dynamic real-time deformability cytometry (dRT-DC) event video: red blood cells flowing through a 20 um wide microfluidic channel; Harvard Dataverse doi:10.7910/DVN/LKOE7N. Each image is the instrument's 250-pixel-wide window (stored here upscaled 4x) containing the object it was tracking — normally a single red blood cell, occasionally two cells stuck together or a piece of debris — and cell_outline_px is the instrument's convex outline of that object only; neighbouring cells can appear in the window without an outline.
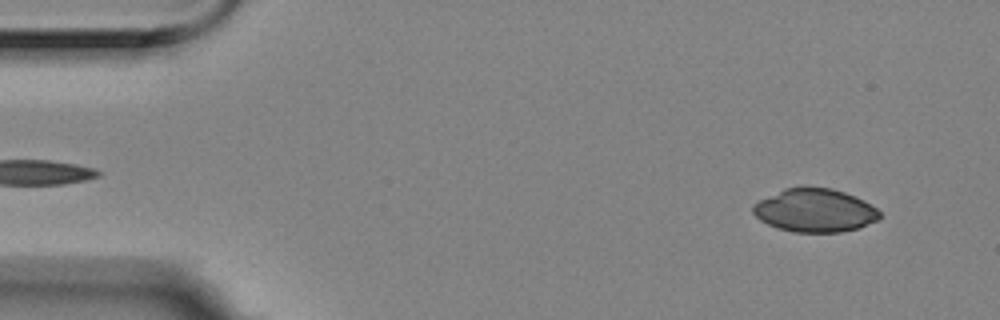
{"species": "Egyptian fruit bat (a non-hibernating species)", "species_latin": "Rousettus aegyptiacus", "temperature_condition": "room temperature", "stored_images_in_passage": 15, "camera_frame_rate_fps": 3000, "um_per_image_px": 0.085, "animal": {"sex": "female"}, "frame": {"image": 1, "passage_image": 4, "time_ms": 1.0, "image_size_px": [1000, 320], "cell_outline_px": [[880, 220], [860, 228], [840, 232], [792, 232], [768, 224], [760, 220], [752, 212], [752, 204], [784, 188], [800, 184], [804, 184], [832, 188], [844, 192], [864, 200], [876, 208], [880, 212]], "centroid_in_image_um": [69.27, 17.85], "position_along_channel_um": 15.7, "area_um2": 32.6}}